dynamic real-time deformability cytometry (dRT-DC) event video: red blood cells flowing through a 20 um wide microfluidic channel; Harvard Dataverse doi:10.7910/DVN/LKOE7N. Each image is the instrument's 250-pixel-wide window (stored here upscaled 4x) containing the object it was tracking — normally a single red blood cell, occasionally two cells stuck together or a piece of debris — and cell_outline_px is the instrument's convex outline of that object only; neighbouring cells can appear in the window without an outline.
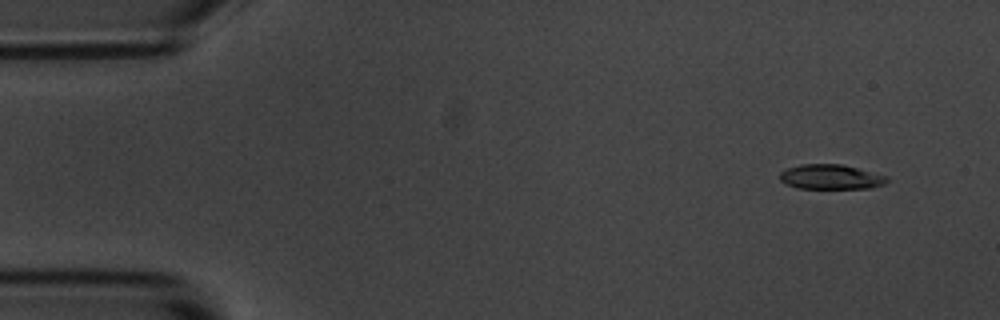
{"species": "common noctule bat (a hibernating species)", "species_latin": "Nyctalus noctula", "temperature_condition": "room temperature", "stored_images_in_passage": 5, "camera_frame_rate_fps": 3000, "um_per_image_px": 0.085, "animal": {"sex": "male", "body_mass_g": 20.1, "forearm_length_mm": 53.5}, "frame": {"image": 1, "passage_image": 2, "time_ms": 1.0, "image_size_px": [1000, 320], "cell_outline_px": [[888, 180], [884, 184], [872, 188], [796, 188], [784, 184], [780, 180], [780, 172], [788, 168], [800, 164], [840, 164], [888, 176]], "centroid_in_image_um": [70.59, 15.04], "position_along_channel_um": 14.4, "area_um2": 15.43}}